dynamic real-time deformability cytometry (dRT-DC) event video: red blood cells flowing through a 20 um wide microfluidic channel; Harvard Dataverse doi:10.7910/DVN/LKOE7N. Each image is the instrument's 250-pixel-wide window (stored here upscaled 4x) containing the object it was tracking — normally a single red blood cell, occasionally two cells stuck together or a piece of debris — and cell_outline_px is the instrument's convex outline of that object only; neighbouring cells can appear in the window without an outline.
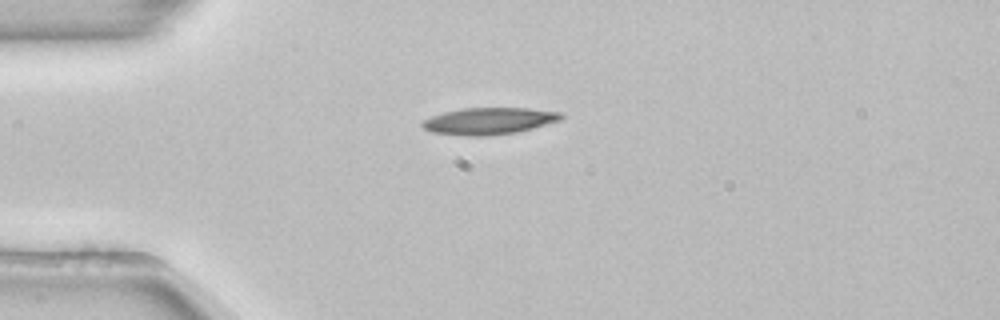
{"species": "common noctule bat (a hibernating species)", "species_latin": "Nyctalus noctula", "temperature_condition": "room temperature", "stored_images_in_passage": 41, "camera_frame_rate_fps": 3000, "um_per_image_px": 0.085, "animal": {"sex": "female", "body_mass_g": 22.7, "forearm_length_mm": 54.2}, "frame": {"image": 1, "passage_image": 1, "time_ms": 0.0, "image_size_px": [1000, 320], "cell_outline_px": [[564, 116], [560, 120], [532, 128], [516, 132], [488, 136], [468, 136], [432, 132], [424, 128], [420, 124], [424, 120], [432, 116], [444, 112], [464, 108], [528, 108], [564, 112]], "centroid_in_image_um": [41.59, 10.28], "position_along_channel_um": 43.4, "area_um2": 21.62}}
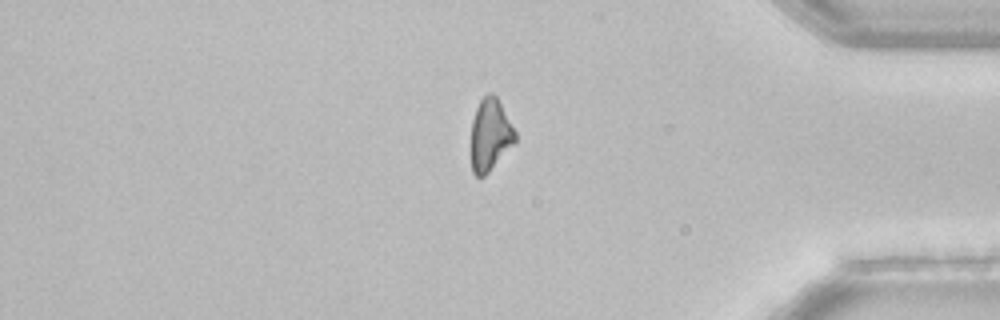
{"frame": {"image": 2, "passage_image": 32, "time_ms": 10.333, "image_size_px": [1000, 320], "cell_outline_px": [[516, 140], [488, 172], [484, 176], [476, 176], [472, 172], [472, 120], [476, 108], [480, 100], [488, 92], [492, 92], [496, 96], [516, 132]], "centroid_in_image_um": [41.65, 11.43], "position_along_channel_um": 393.5, "area_um2": 18.09}}
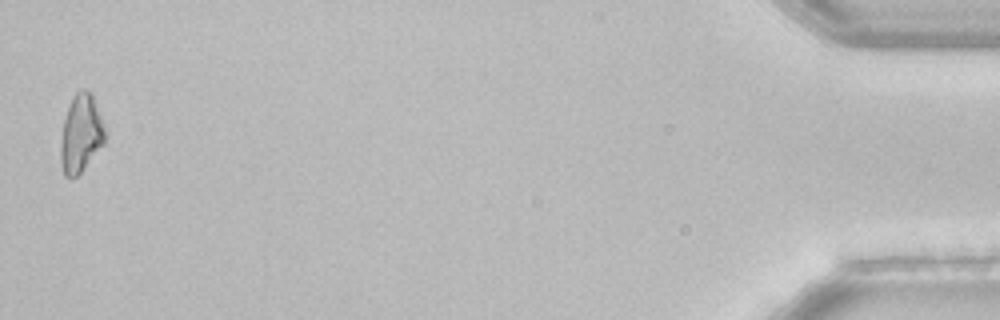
{"frame": {"image": 3, "passage_image": 40, "time_ms": 13.0, "image_size_px": [1000, 320], "cell_outline_px": [[104, 144], [80, 172], [76, 176], [64, 176], [60, 160], [60, 144], [64, 120], [72, 96], [76, 92], [84, 88], [92, 96], [104, 124]], "centroid_in_image_um": [6.86, 11.36], "position_along_channel_um": 428.3, "area_um2": 19.71}, "authors_computed_cell_mechanics": {"area_um2": 20.4034, "velocity_mm_per_s": 3.883, "shape_relaxation_time_tau1_ms": 4.3631, "shape_relaxation_time_tau2_ms": null, "deformation_change_tau1": 0.1346, "deformation_change_tau2": null}}